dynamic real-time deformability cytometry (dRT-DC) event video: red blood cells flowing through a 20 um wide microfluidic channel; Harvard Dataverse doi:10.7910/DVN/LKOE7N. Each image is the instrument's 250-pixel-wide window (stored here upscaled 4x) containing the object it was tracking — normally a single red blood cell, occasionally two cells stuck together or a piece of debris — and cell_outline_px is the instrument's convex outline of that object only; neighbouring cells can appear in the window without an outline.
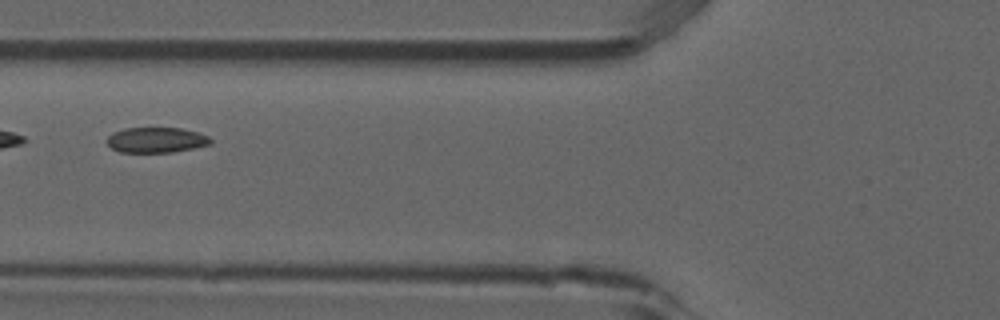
{"species": "common noctule bat (a hibernating species)", "species_latin": "Nyctalus noctula", "temperature_condition": "room temperature", "stored_images_in_passage": 8, "camera_frame_rate_fps": 3000, "um_per_image_px": 0.085, "animal": {"sex": "male", "forearm_length_mm": 52.5}, "frame": {"image": 1, "passage_image": 5, "time_ms": 1.333, "image_size_px": [1000, 320], "cell_outline_px": [[212, 144], [172, 152], [120, 152], [112, 148], [108, 144], [108, 136], [112, 132], [124, 128], [180, 128], [196, 132], [208, 136], [212, 140]], "centroid_in_image_um": [13.27, 11.89], "position_along_channel_um": 112.5, "area_um2": 15.2}}
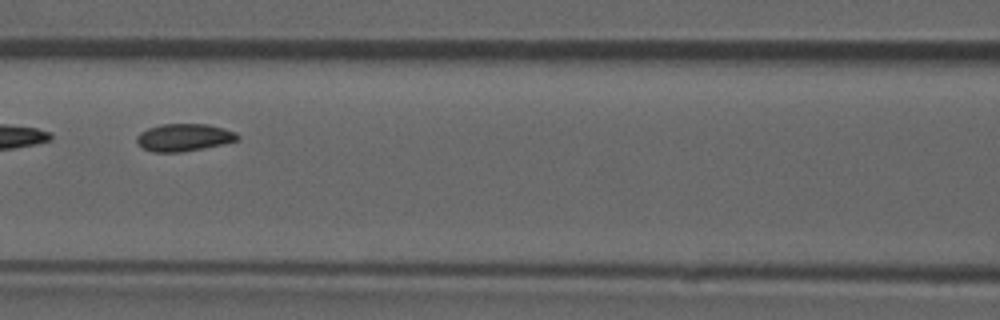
{"frame": {"image": 2, "passage_image": 6, "time_ms": 1.667, "image_size_px": [1000, 320], "cell_outline_px": [[240, 140], [204, 148], [180, 152], [152, 152], [144, 148], [136, 140], [136, 136], [140, 132], [148, 128], [160, 124], [208, 124], [224, 128], [236, 132], [240, 136]], "centroid_in_image_um": [15.66, 11.67], "position_along_channel_um": 150.9, "area_um2": 16.18}}